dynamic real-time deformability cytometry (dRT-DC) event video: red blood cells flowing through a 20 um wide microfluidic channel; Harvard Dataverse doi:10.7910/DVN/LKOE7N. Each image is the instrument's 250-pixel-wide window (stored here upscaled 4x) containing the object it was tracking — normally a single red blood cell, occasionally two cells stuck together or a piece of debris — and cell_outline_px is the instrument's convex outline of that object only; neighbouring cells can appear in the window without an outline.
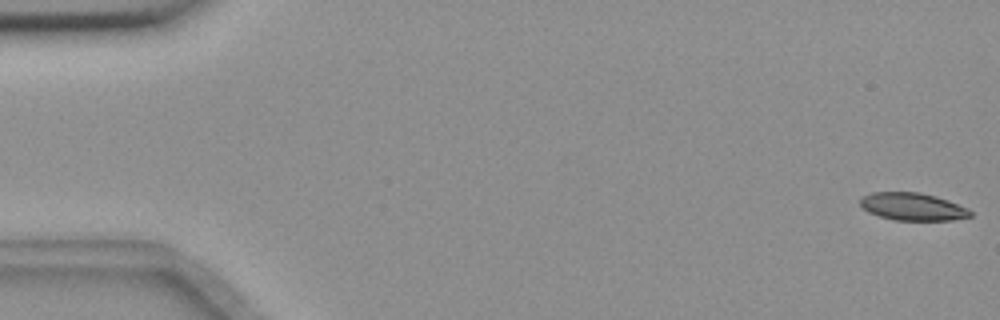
{"species": "common noctule bat (a hibernating species)", "species_latin": "Nyctalus noctula", "temperature_condition": "room temperature", "stored_images_in_passage": 56, "camera_frame_rate_fps": 3000, "um_per_image_px": 0.085, "animal": {"sex": "female", "body_mass_g": 18.4}, "frame": {"image": 1, "passage_image": 1, "time_ms": 0.0, "image_size_px": [1000, 320], "cell_outline_px": [[972, 216], [952, 220], [896, 220], [880, 216], [868, 212], [860, 204], [860, 196], [872, 192], [920, 192], [936, 196], [948, 200], [968, 208], [972, 212]], "centroid_in_image_um": [77.57, 17.55], "position_along_channel_um": 7.4, "area_um2": 17.74}}
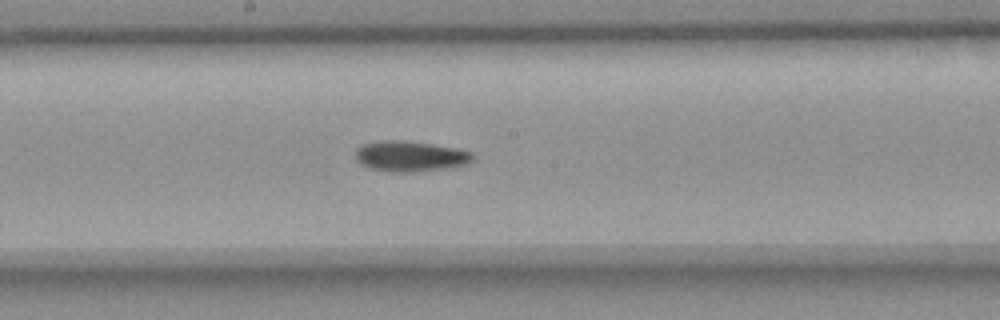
{"frame": {"image": 2, "passage_image": 30, "time_ms": 9.667, "image_size_px": [1000, 320], "cell_outline_px": [[472, 160], [468, 164], [452, 168], [412, 172], [388, 172], [368, 168], [360, 164], [356, 160], [356, 148], [364, 144], [380, 140], [400, 140], [432, 144], [460, 148], [472, 152]], "centroid_in_image_um": [34.88, 13.29], "position_along_channel_um": 213.3, "area_um2": 21.21}}
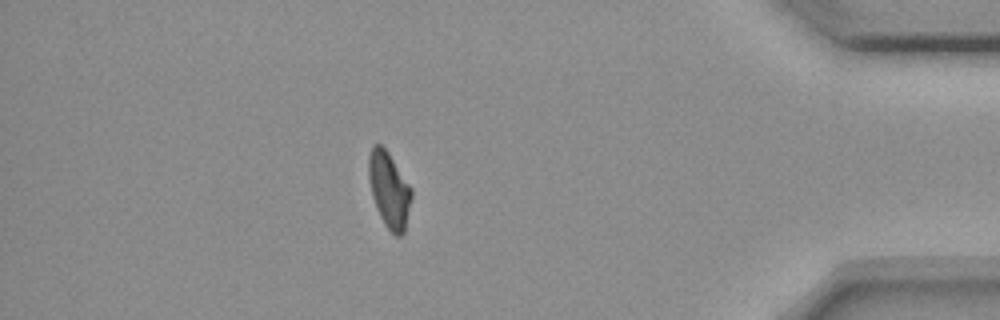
{"frame": {"image": 3, "passage_image": 49, "time_ms": 16.0, "image_size_px": [1000, 320], "cell_outline_px": [[412, 196], [404, 232], [400, 236], [396, 236], [384, 224], [380, 216], [372, 196], [368, 176], [368, 156], [372, 144], [380, 144], [388, 152], [412, 188]], "centroid_in_image_um": [33.06, 16.11], "position_along_channel_um": 402.1, "area_um2": 18.84}, "authors_computed_cell_mechanics": {"area_um2": 19.5364, "velocity_mm_per_s": 3.6538, "shape_relaxation_time_tau1_ms": 7.1811, "shape_relaxation_time_tau2_ms": null, "deformation_change_tau1": 0.1765, "deformation_change_tau2": null}}